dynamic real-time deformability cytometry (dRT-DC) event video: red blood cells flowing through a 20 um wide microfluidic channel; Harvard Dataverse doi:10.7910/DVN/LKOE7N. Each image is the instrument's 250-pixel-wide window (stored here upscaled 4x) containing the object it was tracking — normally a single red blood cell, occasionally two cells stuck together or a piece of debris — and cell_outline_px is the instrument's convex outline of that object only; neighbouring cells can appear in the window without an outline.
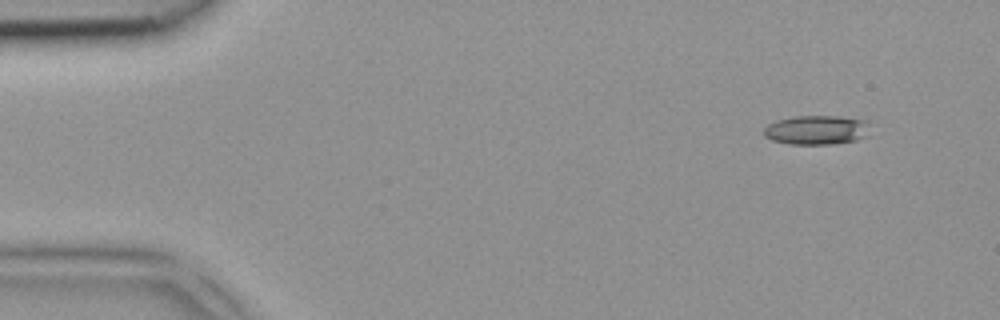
{"species": "common noctule bat (a hibernating species)", "species_latin": "Nyctalus noctula", "temperature_condition": "room temperature", "stored_images_in_passage": 4, "camera_frame_rate_fps": 3000, "um_per_image_px": 0.085, "animal": {"sex": "female", "body_mass_g": 18.4}, "frame": {"image": 1, "passage_image": 1, "time_ms": 0.0, "image_size_px": [1000, 320], "cell_outline_px": [[868, 136], [856, 140], [828, 144], [788, 144], [772, 140], [764, 136], [764, 128], [768, 124], [776, 120], [796, 116], [836, 116], [864, 120]], "centroid_in_image_um": [69.34, 11.05], "position_along_channel_um": 15.7, "area_um2": 17.86}}
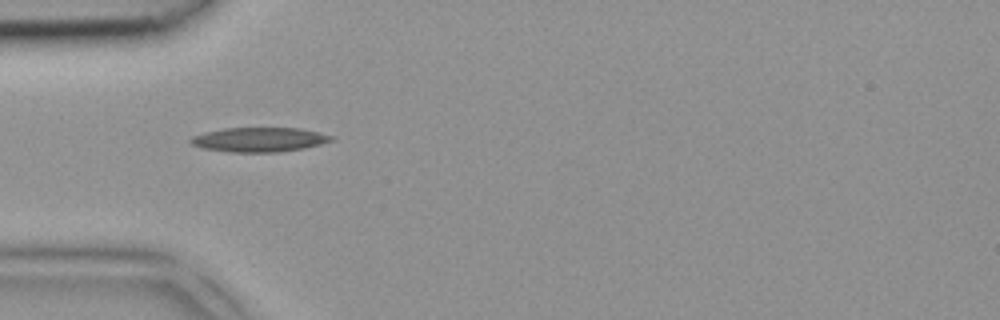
{"frame": {"image": 2, "passage_image": 4, "time_ms": 1.0, "image_size_px": [1000, 320], "cell_outline_px": [[336, 140], [304, 148], [280, 152], [228, 152], [200, 148], [192, 144], [188, 140], [192, 136], [204, 132], [224, 128], [300, 128], [320, 132], [336, 136]], "centroid_in_image_um": [22.06, 11.87], "position_along_channel_um": 62.9, "area_um2": 20.35}}